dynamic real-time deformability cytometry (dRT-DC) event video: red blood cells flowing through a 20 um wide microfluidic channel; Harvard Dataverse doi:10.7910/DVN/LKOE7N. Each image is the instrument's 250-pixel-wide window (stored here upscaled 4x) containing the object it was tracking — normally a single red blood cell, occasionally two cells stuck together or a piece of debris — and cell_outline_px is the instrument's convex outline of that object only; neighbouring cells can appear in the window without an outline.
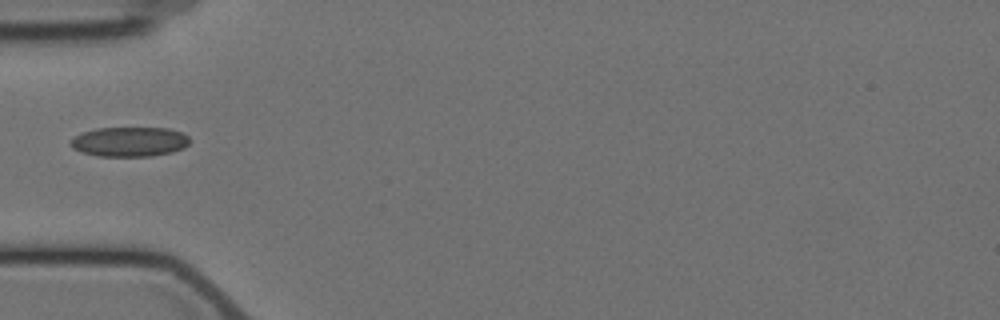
{"species": "Egyptian fruit bat (a non-hibernating species)", "species_latin": "Rousettus aegyptiacus", "temperature_condition": "cold", "stored_images_in_passage": 2, "camera_frame_rate_fps": 3000, "um_per_image_px": 0.085, "animal": {"sex": "female"}, "frame": {"image": 1, "passage_image": 2, "time_ms": 1.0, "image_size_px": [1000, 320], "cell_outline_px": [[192, 140], [184, 148], [172, 152], [152, 156], [96, 156], [80, 152], [72, 148], [68, 144], [80, 132], [96, 128], [168, 128], [180, 132], [188, 136]], "centroid_in_image_um": [10.99, 12.05], "position_along_channel_um": 74.0, "area_um2": 20.81}}